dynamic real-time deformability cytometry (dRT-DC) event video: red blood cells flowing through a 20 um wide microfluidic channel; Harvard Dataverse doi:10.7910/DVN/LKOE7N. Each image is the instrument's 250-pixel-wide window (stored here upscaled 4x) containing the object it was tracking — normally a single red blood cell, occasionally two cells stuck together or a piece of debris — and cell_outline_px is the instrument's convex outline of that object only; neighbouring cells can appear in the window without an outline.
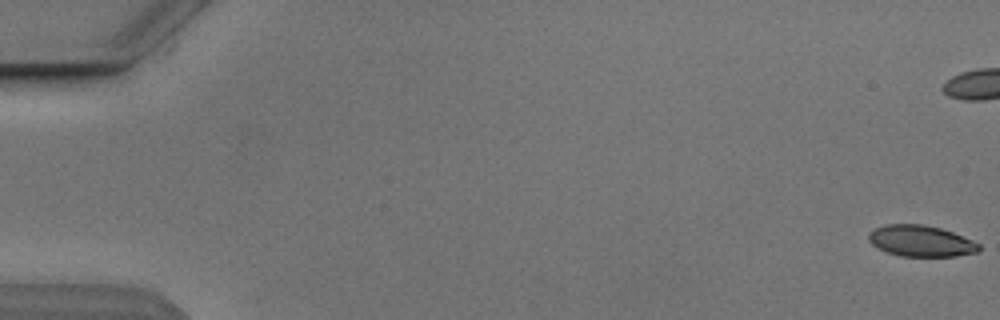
{"species": "Egyptian fruit bat (a non-hibernating species)", "species_latin": "Rousettus aegyptiacus", "temperature_condition": "cold", "stored_images_in_passage": 8, "camera_frame_rate_fps": 3000, "um_per_image_px": 0.085, "animal": {"sex": "male"}, "frame": {"image": 1, "passage_image": 1, "time_ms": 0.0, "image_size_px": [1000, 320], "cell_outline_px": [[980, 248], [976, 252], [956, 256], [900, 256], [876, 248], [868, 240], [868, 232], [872, 228], [884, 224], [924, 224], [940, 228], [952, 232], [972, 240], [980, 244]], "centroid_in_image_um": [78.22, 20.47], "position_along_channel_um": 6.8, "area_um2": 20.17}}